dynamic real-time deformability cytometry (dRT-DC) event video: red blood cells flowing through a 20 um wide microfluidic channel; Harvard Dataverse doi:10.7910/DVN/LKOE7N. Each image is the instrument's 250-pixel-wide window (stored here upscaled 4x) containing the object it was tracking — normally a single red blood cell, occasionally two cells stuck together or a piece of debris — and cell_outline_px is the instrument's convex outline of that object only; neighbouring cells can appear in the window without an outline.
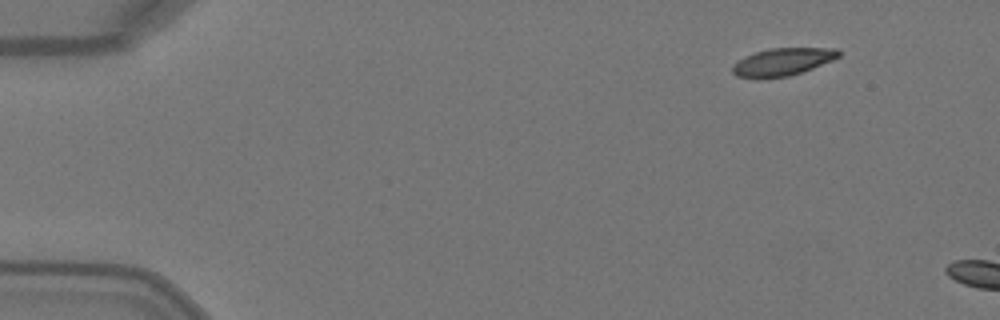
{"species": "Egyptian fruit bat (a non-hibernating species)", "species_latin": "Rousettus aegyptiacus", "temperature_condition": "warm", "stored_images_in_passage": 4, "camera_frame_rate_fps": 3000, "um_per_image_px": 0.085, "animal": {"sex": "female"}, "frame": {"image": 1, "passage_image": 1, "time_ms": 0.0, "image_size_px": [1000, 320], "cell_outline_px": [[840, 56], [832, 60], [812, 68], [788, 76], [736, 76], [732, 72], [732, 64], [744, 56], [768, 48], [836, 48], [840, 52]], "centroid_in_image_um": [66.53, 5.22], "position_along_channel_um": 18.5, "area_um2": 16.53}}